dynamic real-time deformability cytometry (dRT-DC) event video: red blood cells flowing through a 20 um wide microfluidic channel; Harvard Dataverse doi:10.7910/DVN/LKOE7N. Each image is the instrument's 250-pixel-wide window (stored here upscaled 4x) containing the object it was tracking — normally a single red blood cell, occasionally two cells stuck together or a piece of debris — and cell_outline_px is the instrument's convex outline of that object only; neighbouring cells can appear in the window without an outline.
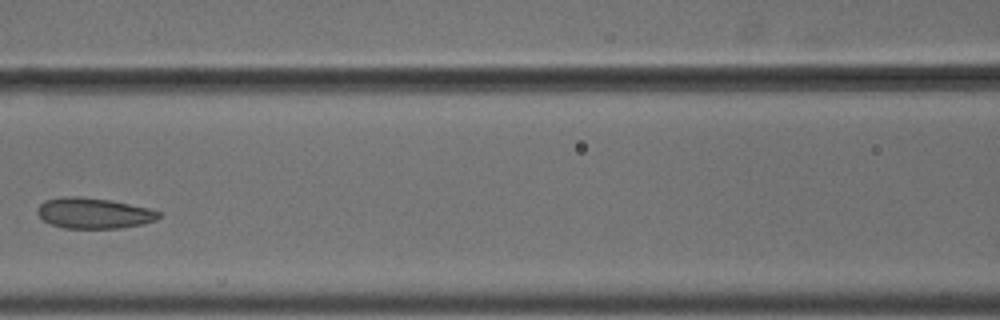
{"species": "common noctule bat (a hibernating species)", "species_latin": "Nyctalus noctula", "temperature_condition": "cold", "stored_images_in_passage": 6, "camera_frame_rate_fps": 3000, "um_per_image_px": 0.085, "animal": {"sex": "male", "body_mass_g": 18.8}, "frame": {"image": 1, "passage_image": 5, "time_ms": 1.333, "image_size_px": [1000, 320], "cell_outline_px": [[160, 216], [156, 220], [144, 224], [120, 228], [64, 228], [48, 224], [36, 212], [36, 208], [44, 200], [60, 196], [76, 196], [112, 200], [148, 208], [160, 212]], "centroid_in_image_um": [7.93, 18.11], "position_along_channel_um": 158.7, "area_um2": 21.91}}
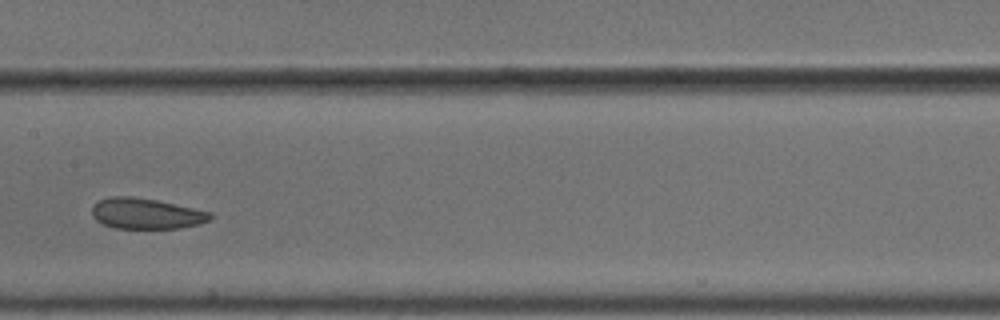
{"frame": {"image": 2, "passage_image": 6, "time_ms": 1.667, "image_size_px": [1000, 320], "cell_outline_px": [[212, 216], [208, 220], [200, 224], [180, 228], [112, 228], [100, 224], [92, 216], [92, 204], [100, 200], [112, 196], [132, 196], [156, 200], [212, 212]], "centroid_in_image_um": [12.38, 18.16], "position_along_channel_um": 195.0, "area_um2": 21.27}}